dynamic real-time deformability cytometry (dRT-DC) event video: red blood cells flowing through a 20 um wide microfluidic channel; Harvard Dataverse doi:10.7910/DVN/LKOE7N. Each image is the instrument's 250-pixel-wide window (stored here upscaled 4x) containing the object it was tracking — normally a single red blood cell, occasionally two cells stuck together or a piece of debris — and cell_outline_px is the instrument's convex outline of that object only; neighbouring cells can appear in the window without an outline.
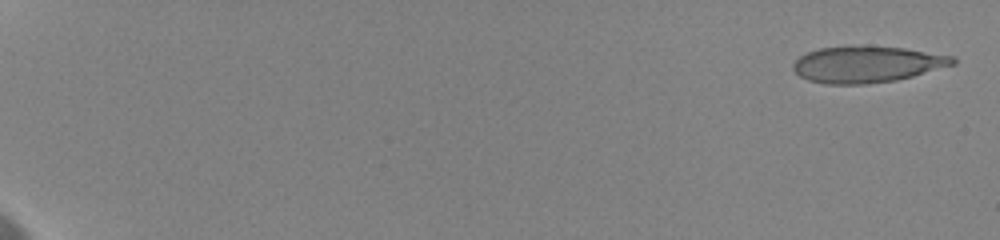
{"species": "human", "species_latin": "Homo sapiens", "temperature_condition": "cold", "stored_images_in_passage": 9, "camera_frame_rate_fps": 3000, "um_per_image_px": 0.085, "donor": {"sex": "female"}, "frame": {"image": 1, "passage_image": 1, "time_ms": 0.0, "image_size_px": [1000, 240], "cell_outline_px": [[956, 64], [912, 76], [896, 80], [864, 84], [824, 84], [808, 80], [800, 76], [792, 68], [792, 64], [800, 56], [808, 52], [820, 48], [904, 48], [956, 56]], "centroid_in_image_um": [73.72, 5.5], "position_along_channel_um": 11.3, "area_um2": 33.06}}